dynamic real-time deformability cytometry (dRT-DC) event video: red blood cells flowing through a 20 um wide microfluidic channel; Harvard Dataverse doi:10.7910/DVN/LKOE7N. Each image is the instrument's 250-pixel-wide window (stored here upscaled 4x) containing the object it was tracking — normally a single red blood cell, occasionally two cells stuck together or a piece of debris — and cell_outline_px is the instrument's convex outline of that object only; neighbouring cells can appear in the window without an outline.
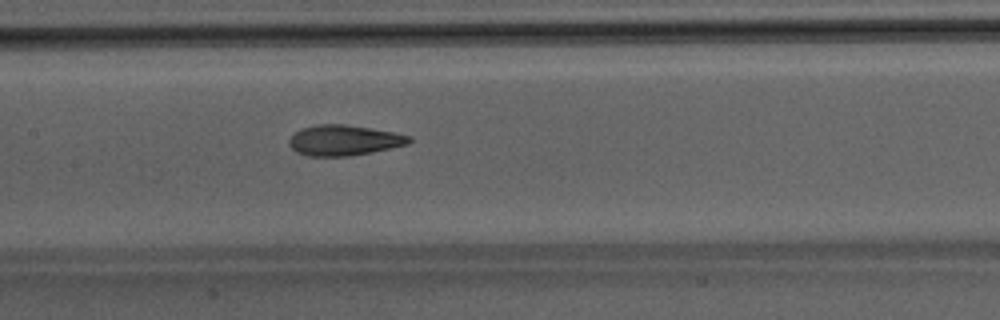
{"species": "Egyptian fruit bat (a non-hibernating species)", "species_latin": "Rousettus aegyptiacus", "temperature_condition": "room temperature", "stored_images_in_passage": 47, "camera_frame_rate_fps": 3000, "um_per_image_px": 0.085, "animal": {"sex": "male"}, "frame": {"image": 1, "passage_image": 22, "time_ms": 7.0, "image_size_px": [1000, 320], "cell_outline_px": [[412, 140], [408, 144], [372, 152], [348, 156], [308, 156], [296, 152], [288, 144], [288, 140], [300, 128], [316, 124], [344, 124], [392, 132], [412, 136]], "centroid_in_image_um": [29.21, 11.92], "position_along_channel_um": 178.2, "area_um2": 21.27}}
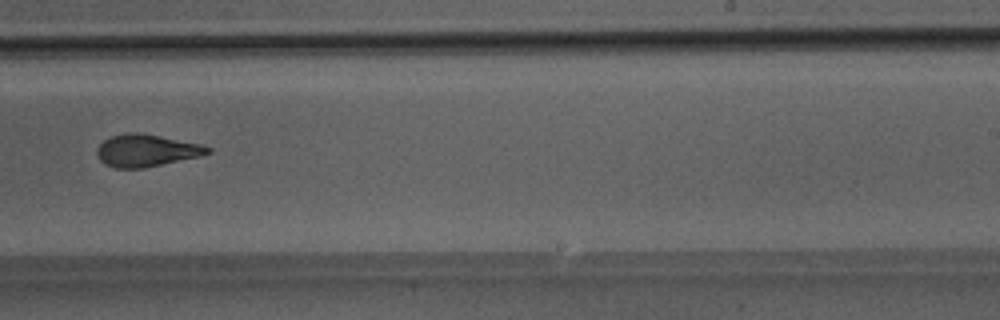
{"frame": {"image": 2, "passage_image": 29, "time_ms": 9.333, "image_size_px": [1000, 320], "cell_outline_px": [[212, 152], [200, 156], [144, 168], [116, 168], [104, 164], [100, 160], [96, 152], [96, 148], [104, 140], [112, 136], [128, 132], [140, 132], [200, 144], [212, 148]], "centroid_in_image_um": [12.43, 12.79], "position_along_channel_um": 276.6, "area_um2": 20.75}}
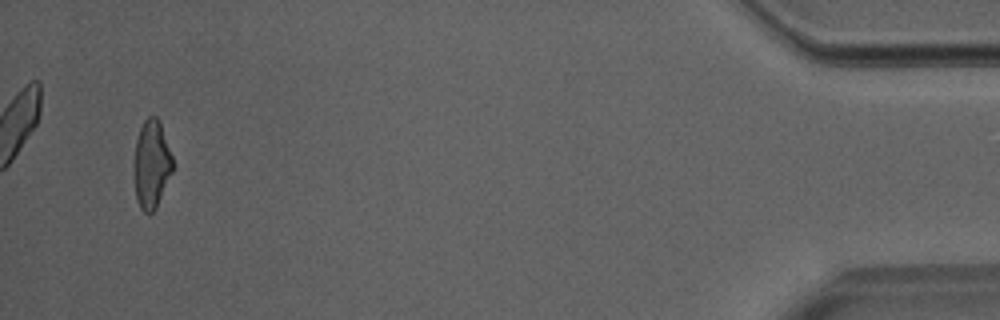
{"frame": {"image": 3, "passage_image": 45, "time_ms": 14.667, "image_size_px": [1000, 320], "cell_outline_px": [[172, 172], [156, 208], [152, 212], [144, 212], [140, 208], [136, 200], [132, 164], [136, 140], [140, 128], [144, 120], [148, 116], [156, 116], [160, 120], [172, 156]], "centroid_in_image_um": [12.85, 13.95], "position_along_channel_um": 422.4, "area_um2": 20.17}}